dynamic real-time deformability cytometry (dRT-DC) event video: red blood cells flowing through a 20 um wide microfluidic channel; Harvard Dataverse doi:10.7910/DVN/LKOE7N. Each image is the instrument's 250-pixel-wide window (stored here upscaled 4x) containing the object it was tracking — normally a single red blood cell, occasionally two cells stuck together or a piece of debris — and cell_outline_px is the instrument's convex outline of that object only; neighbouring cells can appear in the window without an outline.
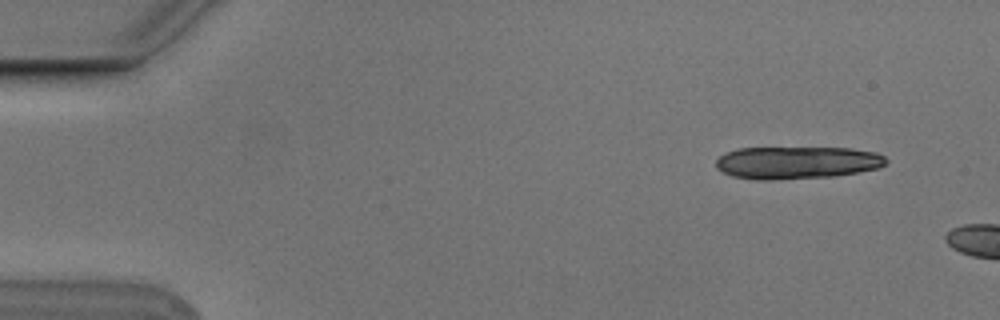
{"species": "Egyptian fruit bat (a non-hibernating species)", "species_latin": "Rousettus aegyptiacus", "temperature_condition": "cold", "stored_images_in_passage": 2, "camera_frame_rate_fps": 3000, "um_per_image_px": 0.085, "animal": {"sex": "male"}, "frame": {"image": 1, "passage_image": 1, "time_ms": 0.0, "image_size_px": [1000, 320], "cell_outline_px": [[888, 160], [880, 168], [832, 176], [772, 180], [756, 180], [732, 176], [716, 168], [716, 160], [724, 152], [736, 148], [852, 148], [876, 152], [884, 156]], "centroid_in_image_um": [67.71, 13.81], "position_along_channel_um": 17.3, "area_um2": 32.31}}